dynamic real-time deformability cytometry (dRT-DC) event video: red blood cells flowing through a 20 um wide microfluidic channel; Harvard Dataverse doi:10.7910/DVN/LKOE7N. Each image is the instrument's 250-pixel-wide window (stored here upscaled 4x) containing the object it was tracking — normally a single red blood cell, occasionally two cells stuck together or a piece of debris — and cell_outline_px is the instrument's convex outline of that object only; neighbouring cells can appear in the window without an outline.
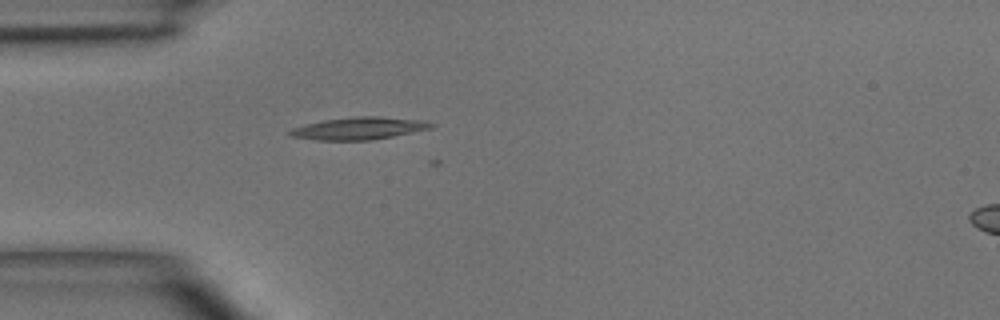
{"species": "common noctule bat (a hibernating species)", "species_latin": "Nyctalus noctula", "temperature_condition": "room temperature", "stored_images_in_passage": 5, "segment_of_instrument_passage": [1, 2], "camera_frame_rate_fps": 3000, "um_per_image_px": 0.085, "animal": {"sex": "male", "body_mass_g": 15.6}, "frame": {"image": 1, "passage_image": 4, "time_ms": 4.333, "image_size_px": [1000, 320], "cell_outline_px": [[436, 124], [432, 128], [372, 140], [316, 140], [292, 136], [288, 132], [292, 128], [324, 120], [356, 116], [380, 116], [420, 120]], "centroid_in_image_um": [30.53, 10.91], "position_along_channel_um": 54.5, "area_um2": 18.15}}